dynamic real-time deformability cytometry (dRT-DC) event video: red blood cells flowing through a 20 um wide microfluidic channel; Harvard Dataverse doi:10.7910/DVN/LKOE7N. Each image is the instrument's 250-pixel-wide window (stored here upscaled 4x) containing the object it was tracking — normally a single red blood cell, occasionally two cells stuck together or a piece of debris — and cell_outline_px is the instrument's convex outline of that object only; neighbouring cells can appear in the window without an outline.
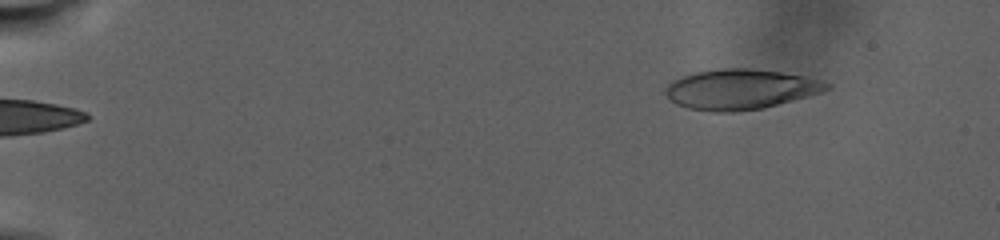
{"species": "human", "species_latin": "Homo sapiens", "temperature_condition": "warm", "stored_images_in_passage": 50, "camera_frame_rate_fps": 3000, "um_per_image_px": 0.085, "donor": {"sex": "male"}, "frame": {"image": 1, "passage_image": 1, "time_ms": 0.0, "image_size_px": [1000, 240], "cell_outline_px": [[832, 88], [808, 96], [764, 108], [736, 112], [712, 112], [688, 108], [676, 104], [664, 92], [668, 84], [672, 80], [696, 72], [720, 68], [752, 68], [780, 72], [804, 76], [820, 80], [832, 84]], "centroid_in_image_um": [62.95, 7.59], "position_along_channel_um": 22.1, "area_um2": 37.74}}
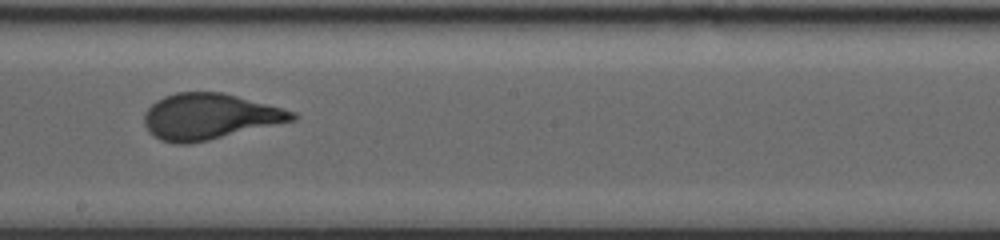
{"frame": {"image": 2, "passage_image": 27, "time_ms": 16.0, "image_size_px": [1000, 240], "cell_outline_px": [[296, 120], [208, 140], [188, 144], [176, 144], [160, 140], [148, 132], [144, 124], [144, 112], [156, 100], [164, 96], [176, 92], [224, 92], [296, 112]], "centroid_in_image_um": [17.77, 9.9], "position_along_channel_um": 230.4, "area_um2": 39.59}}
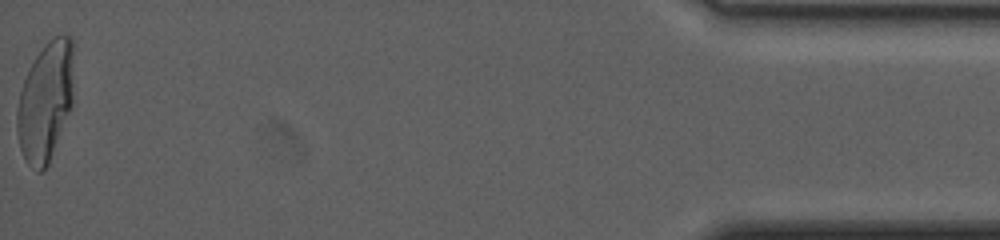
{"frame": {"image": 3, "passage_image": 50, "time_ms": 29.0, "image_size_px": [1000, 240], "cell_outline_px": [[72, 104], [48, 164], [40, 172], [36, 172], [24, 160], [20, 148], [16, 128], [16, 108], [20, 92], [28, 68], [44, 44], [48, 40], [56, 36], [72, 36]], "centroid_in_image_um": [3.83, 8.64], "position_along_channel_um": 431.4, "area_um2": 39.19}}